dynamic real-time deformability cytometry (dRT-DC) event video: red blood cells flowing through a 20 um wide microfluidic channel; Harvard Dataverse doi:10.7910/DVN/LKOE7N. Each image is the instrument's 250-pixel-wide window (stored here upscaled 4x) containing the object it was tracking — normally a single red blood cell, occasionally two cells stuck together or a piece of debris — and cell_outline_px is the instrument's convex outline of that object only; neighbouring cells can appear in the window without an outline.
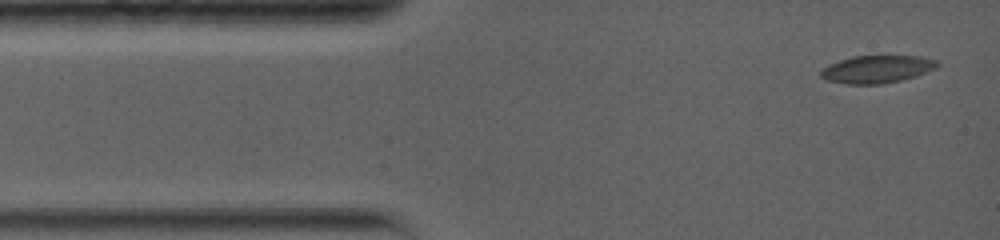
{"species": "common noctule bat (a hibernating species)", "species_latin": "Nyctalus noctula", "temperature_condition": "warm", "stored_images_in_passage": 6, "camera_frame_rate_fps": 5000, "um_per_image_px": 0.085, "animal": {"sex": "female", "body_mass_g": 19.0, "forearm_length_mm": 56.7}, "frame": {"image": 1, "passage_image": 1, "time_ms": 0.0, "image_size_px": [1000, 240], "cell_outline_px": [[940, 64], [936, 68], [916, 76], [900, 80], [880, 84], [844, 84], [828, 80], [820, 76], [820, 72], [828, 64], [852, 56], [920, 56], [940, 60]], "centroid_in_image_um": [74.57, 5.87], "position_along_channel_um": 10.4, "area_um2": 18.79}}
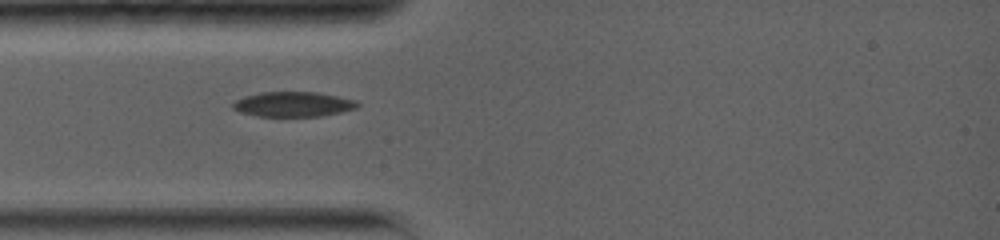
{"frame": {"image": 2, "passage_image": 5, "time_ms": 3.0, "image_size_px": [1000, 240], "cell_outline_px": [[360, 104], [356, 108], [340, 112], [320, 116], [256, 116], [240, 112], [232, 108], [232, 104], [236, 100], [244, 96], [260, 92], [316, 92], [356, 100]], "centroid_in_image_um": [24.89, 8.86], "position_along_channel_um": 60.1, "area_um2": 18.03}}
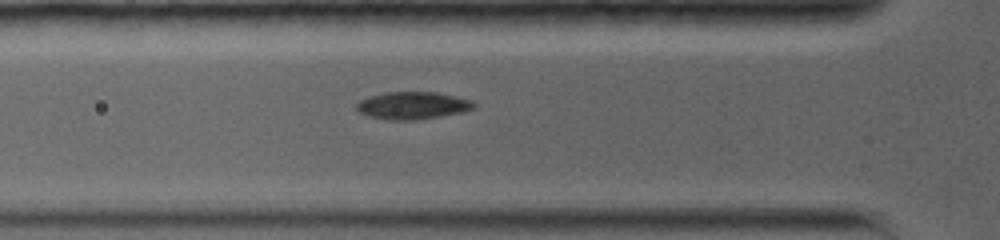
{"frame": {"image": 3, "passage_image": 6, "time_ms": 3.8, "image_size_px": [1000, 240], "cell_outline_px": [[476, 104], [472, 108], [464, 112], [440, 116], [412, 120], [388, 120], [368, 116], [360, 112], [356, 108], [356, 104], [360, 100], [384, 92], [436, 92], [472, 100]], "centroid_in_image_um": [35.07, 8.97], "position_along_channel_um": 90.7, "area_um2": 18.61}}